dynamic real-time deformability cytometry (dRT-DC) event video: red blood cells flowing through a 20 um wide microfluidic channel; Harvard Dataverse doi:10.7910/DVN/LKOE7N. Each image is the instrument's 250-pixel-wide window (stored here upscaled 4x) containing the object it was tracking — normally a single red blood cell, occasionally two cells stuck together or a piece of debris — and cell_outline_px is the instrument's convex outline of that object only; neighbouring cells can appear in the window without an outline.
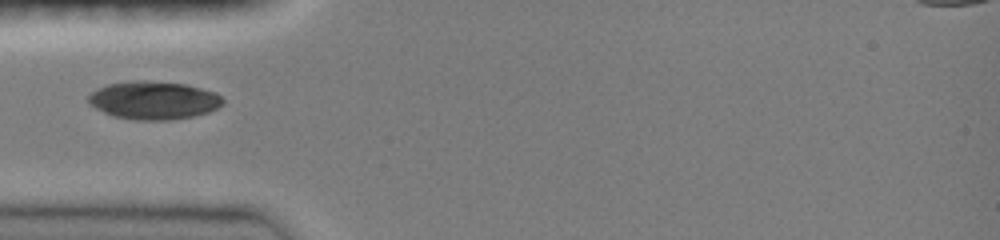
{"species": "common noctule bat (a hibernating species)", "species_latin": "Nyctalus noctula", "temperature_condition": "room temperature", "stored_images_in_passage": 34, "camera_frame_rate_fps": 3000, "um_per_image_px": 0.085, "animal": {"sex": "female", "body_mass_g": 19.0, "forearm_length_mm": 51.5}, "frame": {"image": 1, "passage_image": 1, "time_ms": 0.0, "image_size_px": [1000, 240], "cell_outline_px": [[224, 104], [208, 112], [192, 116], [168, 120], [136, 120], [112, 116], [88, 104], [88, 96], [96, 88], [108, 84], [132, 80], [140, 80], [184, 84], [216, 92], [224, 100]], "centroid_in_image_um": [13.04, 8.52], "position_along_channel_um": 72.0, "area_um2": 29.82}}
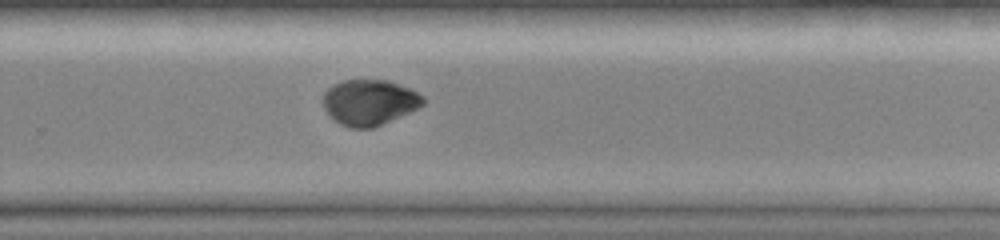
{"frame": {"image": 2, "passage_image": 19, "time_ms": 5.667, "image_size_px": [1000, 240], "cell_outline_px": [[424, 104], [408, 112], [372, 128], [352, 128], [340, 124], [332, 120], [328, 116], [324, 108], [324, 92], [332, 84], [344, 80], [388, 80], [408, 88], [424, 96]], "centroid_in_image_um": [31.35, 8.7], "position_along_channel_um": 298.5, "area_um2": 26.41}}
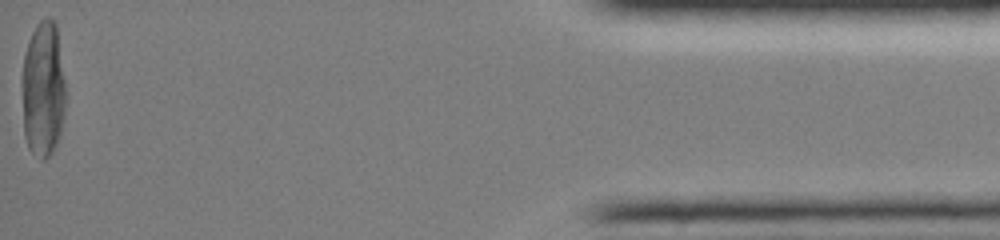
{"frame": {"image": 3, "passage_image": 34, "time_ms": 11.0, "image_size_px": [1000, 240], "cell_outline_px": [[64, 120], [60, 136], [52, 152], [44, 160], [40, 160], [28, 148], [24, 136], [24, 56], [28, 40], [36, 24], [44, 16], [52, 16], [56, 20], [64, 80]], "centroid_in_image_um": [3.69, 7.57], "position_along_channel_um": 431.5, "area_um2": 34.39}}